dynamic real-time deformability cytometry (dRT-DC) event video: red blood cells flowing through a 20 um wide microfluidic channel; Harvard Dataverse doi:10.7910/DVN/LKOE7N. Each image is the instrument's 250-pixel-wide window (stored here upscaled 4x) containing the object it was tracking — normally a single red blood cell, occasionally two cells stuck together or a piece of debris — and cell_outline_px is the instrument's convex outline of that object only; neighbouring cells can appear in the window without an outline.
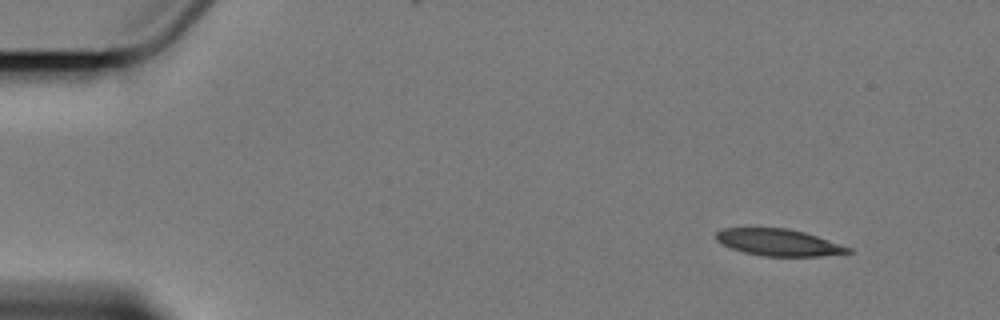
{"species": "Egyptian fruit bat (a non-hibernating species)", "species_latin": "Rousettus aegyptiacus", "temperature_condition": "cold", "stored_images_in_passage": 6, "camera_frame_rate_fps": 3000, "um_per_image_px": 0.085, "animal": {"sex": "female"}, "frame": {"image": 1, "passage_image": 2, "time_ms": 1.333, "image_size_px": [1000, 320], "cell_outline_px": [[852, 252], [820, 256], [764, 256], [744, 252], [732, 248], [716, 240], [716, 232], [724, 228], [788, 228], [804, 232], [852, 248]], "centroid_in_image_um": [66.18, 20.6], "position_along_channel_um": 18.8, "area_um2": 20.35}}